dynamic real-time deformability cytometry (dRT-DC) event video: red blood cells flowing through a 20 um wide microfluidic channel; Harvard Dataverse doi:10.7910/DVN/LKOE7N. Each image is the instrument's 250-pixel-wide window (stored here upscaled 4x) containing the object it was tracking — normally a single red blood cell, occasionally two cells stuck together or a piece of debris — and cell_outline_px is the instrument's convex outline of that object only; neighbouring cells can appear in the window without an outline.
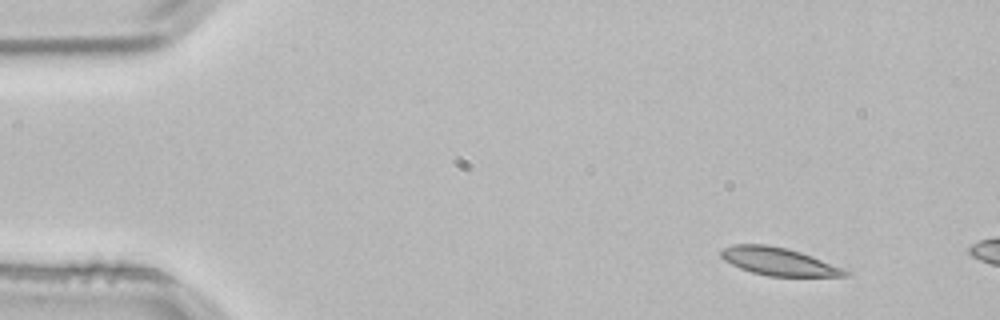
{"species": "common noctule bat (a hibernating species)", "species_latin": "Nyctalus noctula", "temperature_condition": "room temperature", "stored_images_in_passage": 4, "camera_frame_rate_fps": 3000, "um_per_image_px": 0.085, "animal": {"sex": "male", "body_mass_g": 21.5, "forearm_length_mm": 52.0}, "frame": {"image": 1, "passage_image": 4, "time_ms": 1.0, "image_size_px": [1000, 320], "cell_outline_px": [[852, 272], [848, 276], [768, 276], [752, 272], [740, 268], [724, 260], [720, 256], [720, 252], [724, 248], [732, 244], [768, 244], [788, 248], [812, 256]], "centroid_in_image_um": [66.17, 22.22], "position_along_channel_um": 18.8, "area_um2": 20.06}}